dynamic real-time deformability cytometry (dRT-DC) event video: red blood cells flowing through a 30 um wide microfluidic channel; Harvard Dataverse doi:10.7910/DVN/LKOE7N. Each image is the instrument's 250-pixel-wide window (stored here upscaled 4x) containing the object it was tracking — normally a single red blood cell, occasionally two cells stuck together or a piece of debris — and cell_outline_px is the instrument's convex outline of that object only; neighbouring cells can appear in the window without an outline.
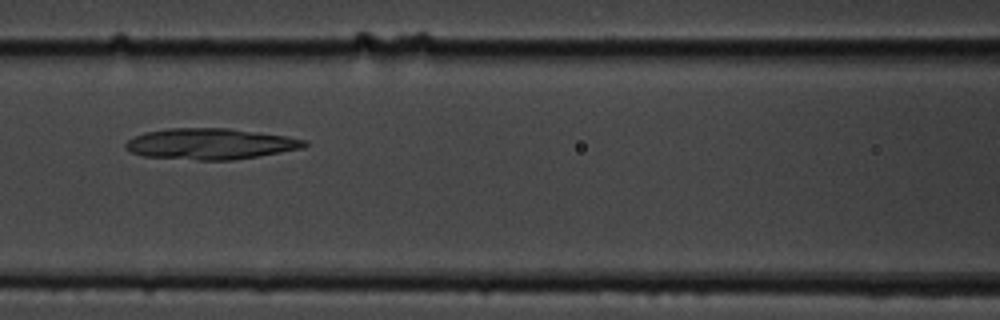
{"species": "common noctule bat (a hibernating species)", "species_latin": "Nyctalus noctula", "temperature_condition": "cold", "stored_images_in_passage": 9, "camera_frame_rate_fps": 3000, "um_per_image_px": 0.085, "animal": {"sex": "male", "body_mass_g": 19.5, "forearm_length_mm": 54.6}, "frame": {"image": 1, "passage_image": 3, "time_ms": 2.333, "image_size_px": [1000, 320], "cell_outline_px": [[308, 144], [304, 148], [232, 160], [196, 160], [144, 156], [132, 152], [124, 148], [124, 144], [128, 140], [144, 132], [168, 128], [228, 128], [288, 136], [308, 140]], "centroid_in_image_um": [17.89, 12.22], "position_along_channel_um": 148.7, "area_um2": 32.31}}
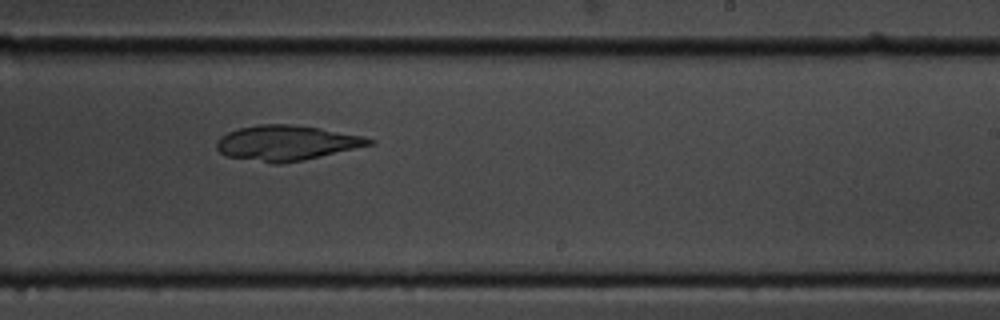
{"frame": {"image": 2, "passage_image": 6, "time_ms": 5.667, "image_size_px": [1000, 320], "cell_outline_px": [[376, 144], [304, 160], [280, 164], [272, 164], [224, 156], [216, 148], [216, 140], [220, 136], [236, 128], [256, 124], [292, 124], [320, 128], [364, 136], [376, 140]], "centroid_in_image_um": [24.34, 12.15], "position_along_channel_um": 264.7, "area_um2": 31.79}}
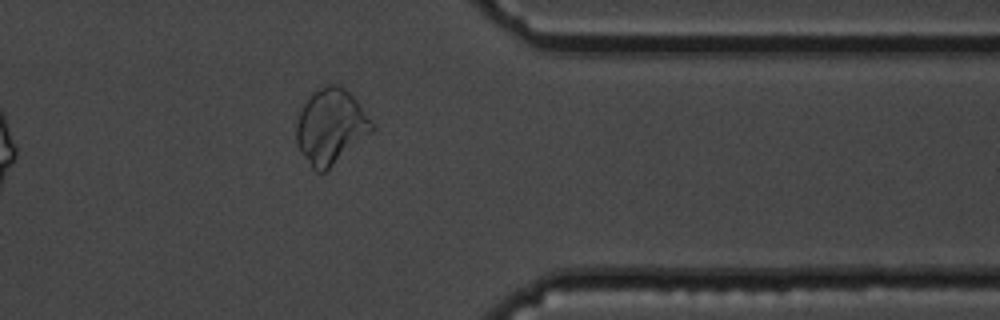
{"frame": {"image": 3, "passage_image": 9, "time_ms": 9.333, "image_size_px": [1000, 320], "cell_outline_px": [[376, 128], [372, 132], [324, 172], [316, 172], [312, 168], [300, 152], [296, 144], [296, 124], [300, 112], [308, 96], [312, 92], [328, 84], [340, 84], [356, 100]], "centroid_in_image_um": [28.08, 10.75], "position_along_channel_um": 383.3, "area_um2": 32.77}}